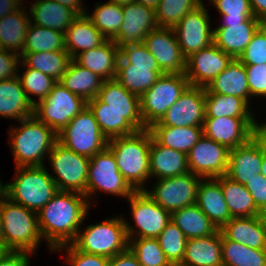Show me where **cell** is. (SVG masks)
Returning a JSON list of instances; mask_svg holds the SVG:
<instances>
[{"mask_svg":"<svg viewBox=\"0 0 266 266\" xmlns=\"http://www.w3.org/2000/svg\"><path fill=\"white\" fill-rule=\"evenodd\" d=\"M260 174L266 178V156H263L262 168L260 169Z\"/></svg>","mask_w":266,"mask_h":266,"instance_id":"89a4df30","label":"cell"},{"mask_svg":"<svg viewBox=\"0 0 266 266\" xmlns=\"http://www.w3.org/2000/svg\"><path fill=\"white\" fill-rule=\"evenodd\" d=\"M223 266H266V249H253L221 234Z\"/></svg>","mask_w":266,"mask_h":266,"instance_id":"b9f144b4","label":"cell"},{"mask_svg":"<svg viewBox=\"0 0 266 266\" xmlns=\"http://www.w3.org/2000/svg\"><path fill=\"white\" fill-rule=\"evenodd\" d=\"M233 58L214 43L186 59L189 85L207 87L231 63Z\"/></svg>","mask_w":266,"mask_h":266,"instance_id":"ac0fdd59","label":"cell"},{"mask_svg":"<svg viewBox=\"0 0 266 266\" xmlns=\"http://www.w3.org/2000/svg\"><path fill=\"white\" fill-rule=\"evenodd\" d=\"M250 6L255 18H266V0H250Z\"/></svg>","mask_w":266,"mask_h":266,"instance_id":"6125c7cd","label":"cell"},{"mask_svg":"<svg viewBox=\"0 0 266 266\" xmlns=\"http://www.w3.org/2000/svg\"><path fill=\"white\" fill-rule=\"evenodd\" d=\"M188 86L185 73L161 75L140 97L144 125L149 128L153 123L158 122Z\"/></svg>","mask_w":266,"mask_h":266,"instance_id":"9c48e42d","label":"cell"},{"mask_svg":"<svg viewBox=\"0 0 266 266\" xmlns=\"http://www.w3.org/2000/svg\"><path fill=\"white\" fill-rule=\"evenodd\" d=\"M62 248H67L69 253L67 255V261L69 262L70 266H108L109 258L79 251L72 244L60 246L53 251L57 249L61 250Z\"/></svg>","mask_w":266,"mask_h":266,"instance_id":"f5cc1de1","label":"cell"},{"mask_svg":"<svg viewBox=\"0 0 266 266\" xmlns=\"http://www.w3.org/2000/svg\"><path fill=\"white\" fill-rule=\"evenodd\" d=\"M255 118H205L203 135L229 150L241 146L253 137Z\"/></svg>","mask_w":266,"mask_h":266,"instance_id":"44dd1931","label":"cell"},{"mask_svg":"<svg viewBox=\"0 0 266 266\" xmlns=\"http://www.w3.org/2000/svg\"><path fill=\"white\" fill-rule=\"evenodd\" d=\"M150 178L158 179L180 176L189 172L187 155L163 145L153 137L149 151Z\"/></svg>","mask_w":266,"mask_h":266,"instance_id":"4316f807","label":"cell"},{"mask_svg":"<svg viewBox=\"0 0 266 266\" xmlns=\"http://www.w3.org/2000/svg\"><path fill=\"white\" fill-rule=\"evenodd\" d=\"M8 250L4 247V245H0V259L4 256V254L7 252Z\"/></svg>","mask_w":266,"mask_h":266,"instance_id":"753ad0ef","label":"cell"},{"mask_svg":"<svg viewBox=\"0 0 266 266\" xmlns=\"http://www.w3.org/2000/svg\"><path fill=\"white\" fill-rule=\"evenodd\" d=\"M259 216L266 220V203L265 205L259 210Z\"/></svg>","mask_w":266,"mask_h":266,"instance_id":"8c879c8a","label":"cell"},{"mask_svg":"<svg viewBox=\"0 0 266 266\" xmlns=\"http://www.w3.org/2000/svg\"><path fill=\"white\" fill-rule=\"evenodd\" d=\"M151 141L148 128L108 140L107 147L116 159L119 172L134 191H144L143 184L150 178Z\"/></svg>","mask_w":266,"mask_h":266,"instance_id":"7a4b0ae2","label":"cell"},{"mask_svg":"<svg viewBox=\"0 0 266 266\" xmlns=\"http://www.w3.org/2000/svg\"><path fill=\"white\" fill-rule=\"evenodd\" d=\"M221 232L187 239L185 256L179 266H223Z\"/></svg>","mask_w":266,"mask_h":266,"instance_id":"83f0119b","label":"cell"},{"mask_svg":"<svg viewBox=\"0 0 266 266\" xmlns=\"http://www.w3.org/2000/svg\"><path fill=\"white\" fill-rule=\"evenodd\" d=\"M253 138L260 145L264 156H266V123L259 125L256 121L253 128Z\"/></svg>","mask_w":266,"mask_h":266,"instance_id":"91938a15","label":"cell"},{"mask_svg":"<svg viewBox=\"0 0 266 266\" xmlns=\"http://www.w3.org/2000/svg\"><path fill=\"white\" fill-rule=\"evenodd\" d=\"M97 5L93 14L87 16L107 40H113L123 22L122 5L112 2Z\"/></svg>","mask_w":266,"mask_h":266,"instance_id":"ee69618b","label":"cell"},{"mask_svg":"<svg viewBox=\"0 0 266 266\" xmlns=\"http://www.w3.org/2000/svg\"><path fill=\"white\" fill-rule=\"evenodd\" d=\"M227 239L253 249H266V220L262 217L231 218L221 229Z\"/></svg>","mask_w":266,"mask_h":266,"instance_id":"cb8c5ba5","label":"cell"},{"mask_svg":"<svg viewBox=\"0 0 266 266\" xmlns=\"http://www.w3.org/2000/svg\"><path fill=\"white\" fill-rule=\"evenodd\" d=\"M135 0H109V2H112V3H116V4H119V5H126V4H129L131 2H134Z\"/></svg>","mask_w":266,"mask_h":266,"instance_id":"a7ac6f4b","label":"cell"},{"mask_svg":"<svg viewBox=\"0 0 266 266\" xmlns=\"http://www.w3.org/2000/svg\"><path fill=\"white\" fill-rule=\"evenodd\" d=\"M21 64L59 81L72 60L66 50L21 53Z\"/></svg>","mask_w":266,"mask_h":266,"instance_id":"f35d334b","label":"cell"},{"mask_svg":"<svg viewBox=\"0 0 266 266\" xmlns=\"http://www.w3.org/2000/svg\"><path fill=\"white\" fill-rule=\"evenodd\" d=\"M128 248L142 266H173L160 248L157 238H128Z\"/></svg>","mask_w":266,"mask_h":266,"instance_id":"7dc6e473","label":"cell"},{"mask_svg":"<svg viewBox=\"0 0 266 266\" xmlns=\"http://www.w3.org/2000/svg\"><path fill=\"white\" fill-rule=\"evenodd\" d=\"M20 123L21 127L9 131L16 167L45 166L44 155H49L58 141L57 133L34 115Z\"/></svg>","mask_w":266,"mask_h":266,"instance_id":"3957f363","label":"cell"},{"mask_svg":"<svg viewBox=\"0 0 266 266\" xmlns=\"http://www.w3.org/2000/svg\"><path fill=\"white\" fill-rule=\"evenodd\" d=\"M258 29L262 32V34L266 37V18L259 19Z\"/></svg>","mask_w":266,"mask_h":266,"instance_id":"003e7915","label":"cell"},{"mask_svg":"<svg viewBox=\"0 0 266 266\" xmlns=\"http://www.w3.org/2000/svg\"><path fill=\"white\" fill-rule=\"evenodd\" d=\"M87 106L91 111L141 113L140 97L115 79L103 81L96 98L88 101Z\"/></svg>","mask_w":266,"mask_h":266,"instance_id":"603a6c76","label":"cell"},{"mask_svg":"<svg viewBox=\"0 0 266 266\" xmlns=\"http://www.w3.org/2000/svg\"><path fill=\"white\" fill-rule=\"evenodd\" d=\"M223 19L224 22L213 30V43L233 59H239L258 30L259 19Z\"/></svg>","mask_w":266,"mask_h":266,"instance_id":"ffe728a7","label":"cell"},{"mask_svg":"<svg viewBox=\"0 0 266 266\" xmlns=\"http://www.w3.org/2000/svg\"><path fill=\"white\" fill-rule=\"evenodd\" d=\"M245 187L251 194L256 208L260 210L266 203V178L259 173L250 179Z\"/></svg>","mask_w":266,"mask_h":266,"instance_id":"9f6ffc18","label":"cell"},{"mask_svg":"<svg viewBox=\"0 0 266 266\" xmlns=\"http://www.w3.org/2000/svg\"><path fill=\"white\" fill-rule=\"evenodd\" d=\"M87 107V102L58 81L50 93L34 104V116L57 134Z\"/></svg>","mask_w":266,"mask_h":266,"instance_id":"ba28073f","label":"cell"},{"mask_svg":"<svg viewBox=\"0 0 266 266\" xmlns=\"http://www.w3.org/2000/svg\"><path fill=\"white\" fill-rule=\"evenodd\" d=\"M230 150L202 136L187 154L189 172L201 177L218 178L226 175Z\"/></svg>","mask_w":266,"mask_h":266,"instance_id":"2e32d148","label":"cell"},{"mask_svg":"<svg viewBox=\"0 0 266 266\" xmlns=\"http://www.w3.org/2000/svg\"><path fill=\"white\" fill-rule=\"evenodd\" d=\"M7 198V185H3L0 181V204Z\"/></svg>","mask_w":266,"mask_h":266,"instance_id":"03108f58","label":"cell"},{"mask_svg":"<svg viewBox=\"0 0 266 266\" xmlns=\"http://www.w3.org/2000/svg\"><path fill=\"white\" fill-rule=\"evenodd\" d=\"M118 63H130L134 66L159 67L158 62L142 43L129 45L119 50Z\"/></svg>","mask_w":266,"mask_h":266,"instance_id":"681fc988","label":"cell"},{"mask_svg":"<svg viewBox=\"0 0 266 266\" xmlns=\"http://www.w3.org/2000/svg\"><path fill=\"white\" fill-rule=\"evenodd\" d=\"M21 8L0 18V49L22 53L32 20L26 14V9Z\"/></svg>","mask_w":266,"mask_h":266,"instance_id":"8d00e7d4","label":"cell"},{"mask_svg":"<svg viewBox=\"0 0 266 266\" xmlns=\"http://www.w3.org/2000/svg\"><path fill=\"white\" fill-rule=\"evenodd\" d=\"M58 142L78 155L91 158L108 146L107 137L87 106L57 134Z\"/></svg>","mask_w":266,"mask_h":266,"instance_id":"52a82bcc","label":"cell"},{"mask_svg":"<svg viewBox=\"0 0 266 266\" xmlns=\"http://www.w3.org/2000/svg\"><path fill=\"white\" fill-rule=\"evenodd\" d=\"M29 253L22 251H7L0 259V266H30Z\"/></svg>","mask_w":266,"mask_h":266,"instance_id":"6f0895ef","label":"cell"},{"mask_svg":"<svg viewBox=\"0 0 266 266\" xmlns=\"http://www.w3.org/2000/svg\"><path fill=\"white\" fill-rule=\"evenodd\" d=\"M0 245H4V235H3L1 215H0Z\"/></svg>","mask_w":266,"mask_h":266,"instance_id":"2644e50d","label":"cell"},{"mask_svg":"<svg viewBox=\"0 0 266 266\" xmlns=\"http://www.w3.org/2000/svg\"><path fill=\"white\" fill-rule=\"evenodd\" d=\"M70 9L74 10L78 15L87 14L82 6L81 0H54Z\"/></svg>","mask_w":266,"mask_h":266,"instance_id":"be15d7a7","label":"cell"},{"mask_svg":"<svg viewBox=\"0 0 266 266\" xmlns=\"http://www.w3.org/2000/svg\"><path fill=\"white\" fill-rule=\"evenodd\" d=\"M16 168V179L6 184L7 198L38 213L58 192L56 183L44 166Z\"/></svg>","mask_w":266,"mask_h":266,"instance_id":"5b68a950","label":"cell"},{"mask_svg":"<svg viewBox=\"0 0 266 266\" xmlns=\"http://www.w3.org/2000/svg\"><path fill=\"white\" fill-rule=\"evenodd\" d=\"M79 231L71 243L77 250L112 258L128 249L125 219L112 218Z\"/></svg>","mask_w":266,"mask_h":266,"instance_id":"8992f818","label":"cell"},{"mask_svg":"<svg viewBox=\"0 0 266 266\" xmlns=\"http://www.w3.org/2000/svg\"><path fill=\"white\" fill-rule=\"evenodd\" d=\"M205 109V87L189 85L162 118L151 126L202 127Z\"/></svg>","mask_w":266,"mask_h":266,"instance_id":"9a60e30c","label":"cell"},{"mask_svg":"<svg viewBox=\"0 0 266 266\" xmlns=\"http://www.w3.org/2000/svg\"><path fill=\"white\" fill-rule=\"evenodd\" d=\"M128 199L137 229L134 231V227L125 220L127 237L157 238L170 222L171 213L158 205L144 191H135ZM134 232H137V236Z\"/></svg>","mask_w":266,"mask_h":266,"instance_id":"7c38bea8","label":"cell"},{"mask_svg":"<svg viewBox=\"0 0 266 266\" xmlns=\"http://www.w3.org/2000/svg\"><path fill=\"white\" fill-rule=\"evenodd\" d=\"M171 220L183 231L187 239L206 237L218 230L196 203L172 212Z\"/></svg>","mask_w":266,"mask_h":266,"instance_id":"ab89813d","label":"cell"},{"mask_svg":"<svg viewBox=\"0 0 266 266\" xmlns=\"http://www.w3.org/2000/svg\"><path fill=\"white\" fill-rule=\"evenodd\" d=\"M12 52V53H11ZM21 58L20 53L0 49V80H7L17 77L18 62Z\"/></svg>","mask_w":266,"mask_h":266,"instance_id":"11a10c76","label":"cell"},{"mask_svg":"<svg viewBox=\"0 0 266 266\" xmlns=\"http://www.w3.org/2000/svg\"><path fill=\"white\" fill-rule=\"evenodd\" d=\"M65 49L72 59L79 53L96 48L107 39L93 25L87 14L78 15L64 33Z\"/></svg>","mask_w":266,"mask_h":266,"instance_id":"f1b7e54d","label":"cell"},{"mask_svg":"<svg viewBox=\"0 0 266 266\" xmlns=\"http://www.w3.org/2000/svg\"><path fill=\"white\" fill-rule=\"evenodd\" d=\"M163 74L165 73L160 67H142L130 63H118L115 80L129 92L141 97Z\"/></svg>","mask_w":266,"mask_h":266,"instance_id":"d590c367","label":"cell"},{"mask_svg":"<svg viewBox=\"0 0 266 266\" xmlns=\"http://www.w3.org/2000/svg\"><path fill=\"white\" fill-rule=\"evenodd\" d=\"M122 10L123 22L118 35L113 39L119 50L142 43L149 32L159 27L152 8L134 1L123 5Z\"/></svg>","mask_w":266,"mask_h":266,"instance_id":"d6986e66","label":"cell"},{"mask_svg":"<svg viewBox=\"0 0 266 266\" xmlns=\"http://www.w3.org/2000/svg\"><path fill=\"white\" fill-rule=\"evenodd\" d=\"M157 239L169 262L179 266L184 259L187 242L183 231L170 220Z\"/></svg>","mask_w":266,"mask_h":266,"instance_id":"bcb514c9","label":"cell"},{"mask_svg":"<svg viewBox=\"0 0 266 266\" xmlns=\"http://www.w3.org/2000/svg\"><path fill=\"white\" fill-rule=\"evenodd\" d=\"M103 81L96 73L80 66L72 59L58 82L88 102L96 98Z\"/></svg>","mask_w":266,"mask_h":266,"instance_id":"d6a6232c","label":"cell"},{"mask_svg":"<svg viewBox=\"0 0 266 266\" xmlns=\"http://www.w3.org/2000/svg\"><path fill=\"white\" fill-rule=\"evenodd\" d=\"M34 114V104L28 99L19 77L0 80V116L22 119Z\"/></svg>","mask_w":266,"mask_h":266,"instance_id":"f546056e","label":"cell"},{"mask_svg":"<svg viewBox=\"0 0 266 266\" xmlns=\"http://www.w3.org/2000/svg\"><path fill=\"white\" fill-rule=\"evenodd\" d=\"M263 156L264 153L260 145L252 137L245 144L230 150L225 176L234 182L245 185L260 173Z\"/></svg>","mask_w":266,"mask_h":266,"instance_id":"7402d4cb","label":"cell"},{"mask_svg":"<svg viewBox=\"0 0 266 266\" xmlns=\"http://www.w3.org/2000/svg\"><path fill=\"white\" fill-rule=\"evenodd\" d=\"M209 22L208 12L202 3L172 28L186 59L213 43V30Z\"/></svg>","mask_w":266,"mask_h":266,"instance_id":"5bb4252c","label":"cell"},{"mask_svg":"<svg viewBox=\"0 0 266 266\" xmlns=\"http://www.w3.org/2000/svg\"><path fill=\"white\" fill-rule=\"evenodd\" d=\"M108 266H142L128 248L126 251L109 258Z\"/></svg>","mask_w":266,"mask_h":266,"instance_id":"680465c9","label":"cell"},{"mask_svg":"<svg viewBox=\"0 0 266 266\" xmlns=\"http://www.w3.org/2000/svg\"><path fill=\"white\" fill-rule=\"evenodd\" d=\"M221 189L232 218L253 217L259 215V210L245 185L234 182L227 176L215 178Z\"/></svg>","mask_w":266,"mask_h":266,"instance_id":"74e56055","label":"cell"},{"mask_svg":"<svg viewBox=\"0 0 266 266\" xmlns=\"http://www.w3.org/2000/svg\"><path fill=\"white\" fill-rule=\"evenodd\" d=\"M201 0H160L155 8L159 27L173 28L187 13L195 10Z\"/></svg>","mask_w":266,"mask_h":266,"instance_id":"f6af8a7d","label":"cell"},{"mask_svg":"<svg viewBox=\"0 0 266 266\" xmlns=\"http://www.w3.org/2000/svg\"><path fill=\"white\" fill-rule=\"evenodd\" d=\"M89 201L77 192L58 191L37 213L42 239L52 250L71 244L88 213Z\"/></svg>","mask_w":266,"mask_h":266,"instance_id":"6da1fadb","label":"cell"},{"mask_svg":"<svg viewBox=\"0 0 266 266\" xmlns=\"http://www.w3.org/2000/svg\"><path fill=\"white\" fill-rule=\"evenodd\" d=\"M0 215L4 247L8 251H22L30 254L36 252L42 240L37 212L6 198L0 204Z\"/></svg>","mask_w":266,"mask_h":266,"instance_id":"277c9868","label":"cell"},{"mask_svg":"<svg viewBox=\"0 0 266 266\" xmlns=\"http://www.w3.org/2000/svg\"><path fill=\"white\" fill-rule=\"evenodd\" d=\"M223 18H255L250 0H210Z\"/></svg>","mask_w":266,"mask_h":266,"instance_id":"816d5d0a","label":"cell"},{"mask_svg":"<svg viewBox=\"0 0 266 266\" xmlns=\"http://www.w3.org/2000/svg\"><path fill=\"white\" fill-rule=\"evenodd\" d=\"M57 50H66L64 33L30 23L22 53Z\"/></svg>","mask_w":266,"mask_h":266,"instance_id":"7bdbcfd3","label":"cell"},{"mask_svg":"<svg viewBox=\"0 0 266 266\" xmlns=\"http://www.w3.org/2000/svg\"><path fill=\"white\" fill-rule=\"evenodd\" d=\"M160 0H135V2H138L142 5H145L146 7L152 8L155 10Z\"/></svg>","mask_w":266,"mask_h":266,"instance_id":"e7e4bbea","label":"cell"},{"mask_svg":"<svg viewBox=\"0 0 266 266\" xmlns=\"http://www.w3.org/2000/svg\"><path fill=\"white\" fill-rule=\"evenodd\" d=\"M119 49L113 40L79 53L73 60L80 66L96 73L104 81L116 78Z\"/></svg>","mask_w":266,"mask_h":266,"instance_id":"d4e9b609","label":"cell"},{"mask_svg":"<svg viewBox=\"0 0 266 266\" xmlns=\"http://www.w3.org/2000/svg\"><path fill=\"white\" fill-rule=\"evenodd\" d=\"M20 4L22 0H0V18L18 10Z\"/></svg>","mask_w":266,"mask_h":266,"instance_id":"94428289","label":"cell"},{"mask_svg":"<svg viewBox=\"0 0 266 266\" xmlns=\"http://www.w3.org/2000/svg\"><path fill=\"white\" fill-rule=\"evenodd\" d=\"M143 44L165 74L186 72V58L172 28L154 29L144 37Z\"/></svg>","mask_w":266,"mask_h":266,"instance_id":"e0dca14e","label":"cell"},{"mask_svg":"<svg viewBox=\"0 0 266 266\" xmlns=\"http://www.w3.org/2000/svg\"><path fill=\"white\" fill-rule=\"evenodd\" d=\"M30 8L31 18L41 27L55 29L65 33L78 14L54 0H36Z\"/></svg>","mask_w":266,"mask_h":266,"instance_id":"1f68e13d","label":"cell"},{"mask_svg":"<svg viewBox=\"0 0 266 266\" xmlns=\"http://www.w3.org/2000/svg\"><path fill=\"white\" fill-rule=\"evenodd\" d=\"M22 88L25 90L28 99L35 104L30 95L39 97V101L43 100L52 90L53 85L57 82L51 76L43 74L40 71L26 68L22 75H18Z\"/></svg>","mask_w":266,"mask_h":266,"instance_id":"c3c4849f","label":"cell"},{"mask_svg":"<svg viewBox=\"0 0 266 266\" xmlns=\"http://www.w3.org/2000/svg\"><path fill=\"white\" fill-rule=\"evenodd\" d=\"M202 178L191 172L158 179L151 191L144 192L169 213L197 202V188Z\"/></svg>","mask_w":266,"mask_h":266,"instance_id":"4fadbf2b","label":"cell"},{"mask_svg":"<svg viewBox=\"0 0 266 266\" xmlns=\"http://www.w3.org/2000/svg\"><path fill=\"white\" fill-rule=\"evenodd\" d=\"M205 93L236 96L248 103L250 90L244 64L239 59H233L205 88Z\"/></svg>","mask_w":266,"mask_h":266,"instance_id":"4dcf8cb0","label":"cell"},{"mask_svg":"<svg viewBox=\"0 0 266 266\" xmlns=\"http://www.w3.org/2000/svg\"><path fill=\"white\" fill-rule=\"evenodd\" d=\"M244 99L216 93H205V118H254Z\"/></svg>","mask_w":266,"mask_h":266,"instance_id":"60d3db41","label":"cell"},{"mask_svg":"<svg viewBox=\"0 0 266 266\" xmlns=\"http://www.w3.org/2000/svg\"><path fill=\"white\" fill-rule=\"evenodd\" d=\"M52 176L58 191L77 192L86 196V182L90 158L78 155L58 141L49 153Z\"/></svg>","mask_w":266,"mask_h":266,"instance_id":"30bf717a","label":"cell"},{"mask_svg":"<svg viewBox=\"0 0 266 266\" xmlns=\"http://www.w3.org/2000/svg\"><path fill=\"white\" fill-rule=\"evenodd\" d=\"M148 129L160 145L186 155L203 136L202 127L150 126Z\"/></svg>","mask_w":266,"mask_h":266,"instance_id":"e575fe53","label":"cell"},{"mask_svg":"<svg viewBox=\"0 0 266 266\" xmlns=\"http://www.w3.org/2000/svg\"><path fill=\"white\" fill-rule=\"evenodd\" d=\"M239 60L244 65H259L266 63V37L258 29L245 48Z\"/></svg>","mask_w":266,"mask_h":266,"instance_id":"f907efd6","label":"cell"},{"mask_svg":"<svg viewBox=\"0 0 266 266\" xmlns=\"http://www.w3.org/2000/svg\"><path fill=\"white\" fill-rule=\"evenodd\" d=\"M100 191L129 198L135 191L118 170L112 151L106 147L90 158L86 182V197Z\"/></svg>","mask_w":266,"mask_h":266,"instance_id":"8fae6325","label":"cell"},{"mask_svg":"<svg viewBox=\"0 0 266 266\" xmlns=\"http://www.w3.org/2000/svg\"><path fill=\"white\" fill-rule=\"evenodd\" d=\"M196 204L219 230L232 218L221 185L215 178L200 180Z\"/></svg>","mask_w":266,"mask_h":266,"instance_id":"484cf974","label":"cell"},{"mask_svg":"<svg viewBox=\"0 0 266 266\" xmlns=\"http://www.w3.org/2000/svg\"><path fill=\"white\" fill-rule=\"evenodd\" d=\"M101 129V132L111 139L114 137L126 136L136 131L144 130L141 113H127L114 111H92Z\"/></svg>","mask_w":266,"mask_h":266,"instance_id":"836d02e7","label":"cell"},{"mask_svg":"<svg viewBox=\"0 0 266 266\" xmlns=\"http://www.w3.org/2000/svg\"><path fill=\"white\" fill-rule=\"evenodd\" d=\"M251 96H266V63L244 65Z\"/></svg>","mask_w":266,"mask_h":266,"instance_id":"db71d44e","label":"cell"}]
</instances>
